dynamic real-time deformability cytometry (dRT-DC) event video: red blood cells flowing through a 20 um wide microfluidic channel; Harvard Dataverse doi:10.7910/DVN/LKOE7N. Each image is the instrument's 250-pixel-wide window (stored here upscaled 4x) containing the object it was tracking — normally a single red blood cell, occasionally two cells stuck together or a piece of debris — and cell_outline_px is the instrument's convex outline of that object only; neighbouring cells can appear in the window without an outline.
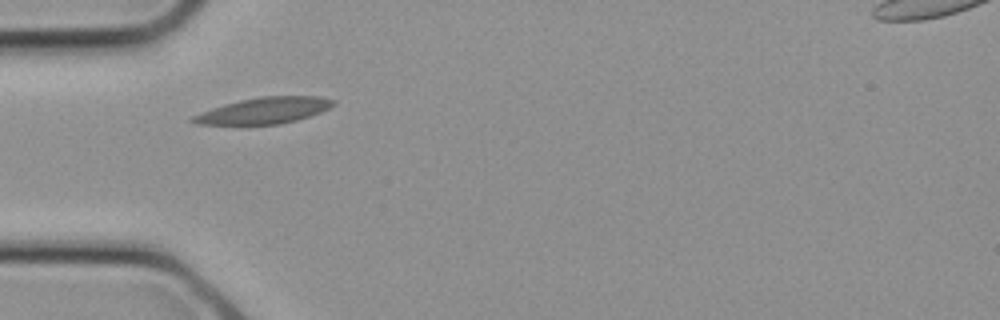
{"species": "common noctule bat (a hibernating species)", "species_latin": "Nyctalus noctula", "temperature_condition": "cold", "stored_images_in_passage": 4, "camera_frame_rate_fps": 3000, "um_per_image_px": 0.085, "animal": {"sex": "female", "body_mass_g": 21.9}, "frame": {"image": 1, "passage_image": 1, "time_ms": 0.0, "image_size_px": [1000, 320], "cell_outline_px": [[336, 104], [320, 112], [296, 120], [280, 124], [192, 124], [188, 120], [192, 116], [212, 108], [224, 104], [240, 100], [260, 96], [320, 96], [336, 100]], "centroid_in_image_um": [22.44, 9.39], "position_along_channel_um": 62.6, "area_um2": 21.39}}
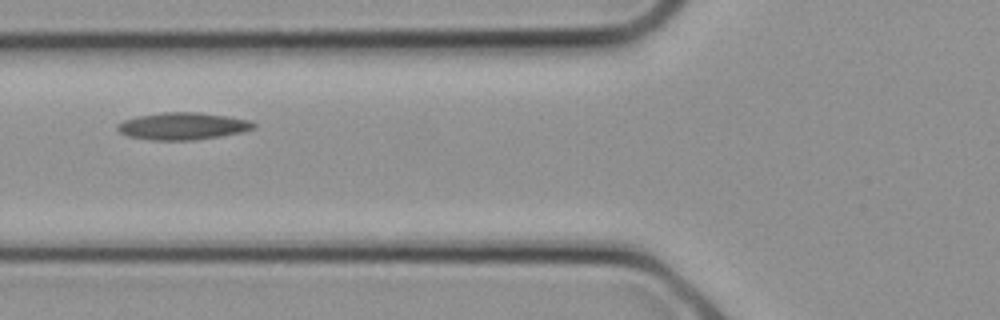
{"frame": {"image": 2, "passage_image": 3, "time_ms": 0.667, "image_size_px": [1000, 320], "cell_outline_px": [[256, 128], [244, 132], [196, 140], [148, 140], [128, 136], [120, 132], [116, 128], [116, 124], [124, 120], [140, 116], [164, 112], [196, 112], [224, 116], [248, 120], [256, 124]], "centroid_in_image_um": [15.53, 10.73], "position_along_channel_um": 110.3, "area_um2": 21.5}}